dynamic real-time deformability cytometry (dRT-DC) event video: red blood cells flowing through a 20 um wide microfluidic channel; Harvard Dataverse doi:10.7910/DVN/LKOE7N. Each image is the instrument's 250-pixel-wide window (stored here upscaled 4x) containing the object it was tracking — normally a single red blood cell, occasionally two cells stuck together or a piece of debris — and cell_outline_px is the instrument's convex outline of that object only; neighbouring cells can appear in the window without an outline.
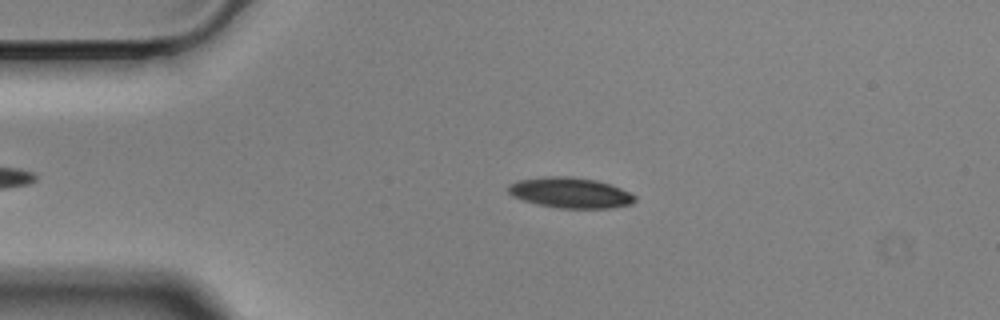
{"species": "Egyptian fruit bat (a non-hibernating species)", "species_latin": "Rousettus aegyptiacus", "temperature_condition": "cold", "stored_images_in_passage": 48, "camera_frame_rate_fps": 3000, "um_per_image_px": 0.085, "animal": {"sex": "male"}, "frame": {"image": 1, "passage_image": 10, "time_ms": 3.0, "image_size_px": [1000, 320], "cell_outline_px": [[636, 200], [632, 204], [612, 208], [556, 208], [536, 204], [512, 196], [508, 192], [508, 184], [520, 180], [544, 176], [568, 176], [596, 180], [620, 188], [636, 196]], "centroid_in_image_um": [48.47, 16.39], "position_along_channel_um": 36.5, "area_um2": 22.54}}
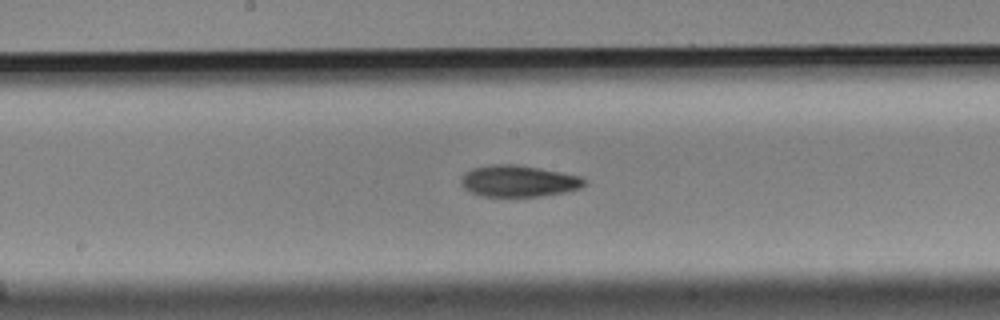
{"frame": {"image": 2, "passage_image": 27, "time_ms": 8.667, "image_size_px": [1000, 320], "cell_outline_px": [[584, 184], [580, 188], [564, 192], [540, 196], [484, 196], [472, 192], [464, 188], [460, 184], [460, 180], [464, 172], [472, 168], [488, 164], [516, 164], [540, 168], [580, 176], [584, 180]], "centroid_in_image_um": [44.02, 15.37], "position_along_channel_um": 204.2, "area_um2": 22.54}}
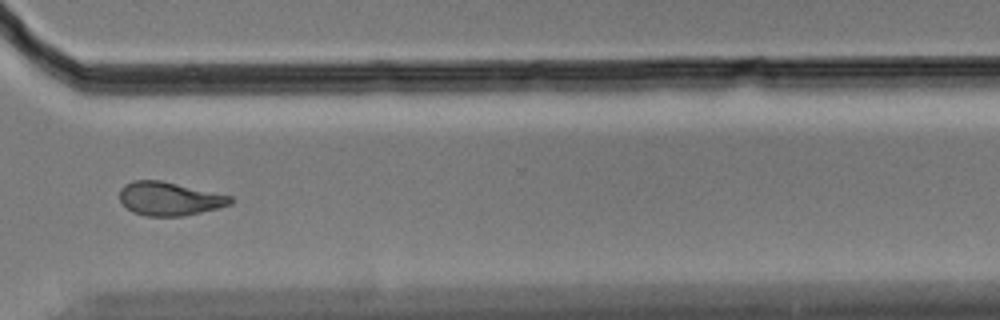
{"frame": {"image": 3, "passage_image": 40, "time_ms": 13.0, "image_size_px": [1000, 320], "cell_outline_px": [[232, 204], [220, 208], [184, 216], [144, 216], [132, 212], [120, 200], [120, 188], [124, 184], [132, 180], [160, 180], [232, 196]], "centroid_in_image_um": [14.4, 16.89], "position_along_channel_um": 356.2, "area_um2": 21.73}, "authors_computed_cell_mechanics": {"area_um2": 21.9062, "velocity_mm_per_s": 3.5176, "shape_relaxation_time_tau1_ms": 5.4076, "shape_relaxation_time_tau2_ms": 9.1037, "deformation_change_tau1": 0.1391, "deformation_change_tau2": 0.174}}